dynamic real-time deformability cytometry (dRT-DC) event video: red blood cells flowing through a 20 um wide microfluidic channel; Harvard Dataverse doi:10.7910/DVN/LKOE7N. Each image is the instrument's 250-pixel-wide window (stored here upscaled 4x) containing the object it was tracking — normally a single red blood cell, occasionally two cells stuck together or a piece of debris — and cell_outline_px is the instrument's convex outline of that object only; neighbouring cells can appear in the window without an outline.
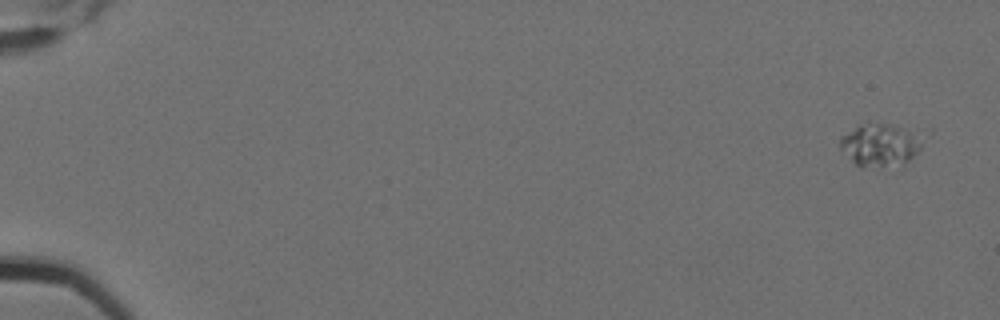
{"species": "Egyptian fruit bat (a non-hibernating species)", "species_latin": "Rousettus aegyptiacus", "temperature_condition": "cold", "stored_images_in_passage": 8, "camera_frame_rate_fps": 3000, "um_per_image_px": 0.085, "animal": {"sex": "female"}, "frame": {"image": 1, "passage_image": 1, "time_ms": 0.0, "image_size_px": [1000, 320], "cell_outline_px": [[932, 132], [920, 148], [904, 164], [880, 168], [860, 168], [840, 148], [840, 136], [860, 124], [884, 124], [932, 128]], "centroid_in_image_um": [75.04, 12.26], "position_along_channel_um": 10.0, "area_um2": 22.08}}